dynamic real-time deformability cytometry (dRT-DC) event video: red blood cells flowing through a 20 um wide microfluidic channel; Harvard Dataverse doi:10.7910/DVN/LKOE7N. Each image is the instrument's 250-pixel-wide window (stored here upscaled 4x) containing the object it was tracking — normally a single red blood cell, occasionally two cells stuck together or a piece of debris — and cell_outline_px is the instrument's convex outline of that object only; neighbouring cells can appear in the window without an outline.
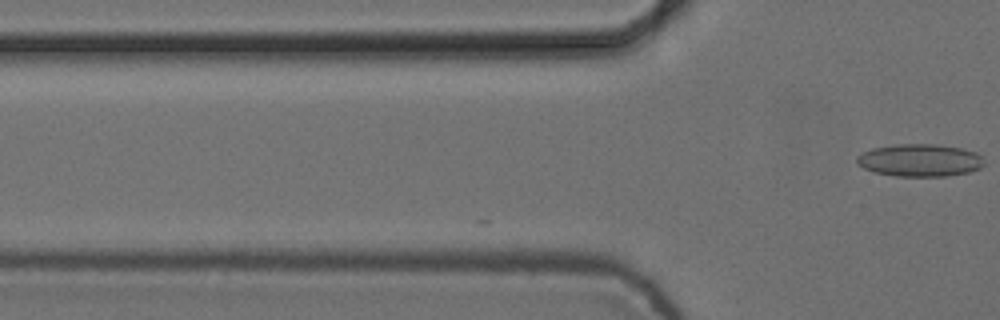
{"species": "common noctule bat (a hibernating species)", "species_latin": "Nyctalus noctula", "temperature_condition": "cold", "stored_images_in_passage": 4, "camera_frame_rate_fps": 3000, "um_per_image_px": 0.085, "animal": {"sex": "female", "body_mass_g": 24.6, "forearm_length_mm": 56.2}, "frame": {"image": 1, "passage_image": 4, "time_ms": 1.0, "image_size_px": [1000, 320], "cell_outline_px": [[984, 164], [980, 168], [968, 172], [948, 176], [896, 176], [872, 172], [856, 164], [856, 156], [872, 148], [896, 144], [936, 144], [960, 148], [976, 152], [984, 160]], "centroid_in_image_um": [78.16, 13.62], "position_along_channel_um": 47.6, "area_um2": 24.22}}